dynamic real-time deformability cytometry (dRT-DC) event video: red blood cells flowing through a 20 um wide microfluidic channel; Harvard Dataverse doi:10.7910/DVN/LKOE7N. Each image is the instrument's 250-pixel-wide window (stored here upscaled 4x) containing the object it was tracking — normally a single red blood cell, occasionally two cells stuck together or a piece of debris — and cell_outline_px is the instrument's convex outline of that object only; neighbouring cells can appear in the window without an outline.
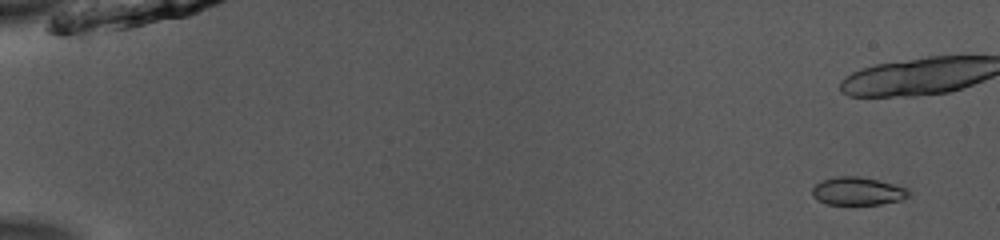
{"species": "common noctule bat (a hibernating species)", "species_latin": "Nyctalus noctula", "temperature_condition": "room temperature", "stored_images_in_passage": 20, "camera_frame_rate_fps": 3000, "um_per_image_px": 0.085, "animal": {"sex": "male", "body_mass_g": 13.0, "forearm_length_mm": 53.1}, "frame": {"image": 1, "passage_image": 4, "time_ms": 1.0, "image_size_px": [1000, 240], "cell_outline_px": [[912, 192], [908, 196], [900, 200], [880, 204], [824, 204], [816, 200], [812, 196], [812, 188], [816, 184], [824, 180], [836, 176], [860, 176], [908, 188]], "centroid_in_image_um": [72.88, 16.25], "position_along_channel_um": 12.1, "area_um2": 15.72}}